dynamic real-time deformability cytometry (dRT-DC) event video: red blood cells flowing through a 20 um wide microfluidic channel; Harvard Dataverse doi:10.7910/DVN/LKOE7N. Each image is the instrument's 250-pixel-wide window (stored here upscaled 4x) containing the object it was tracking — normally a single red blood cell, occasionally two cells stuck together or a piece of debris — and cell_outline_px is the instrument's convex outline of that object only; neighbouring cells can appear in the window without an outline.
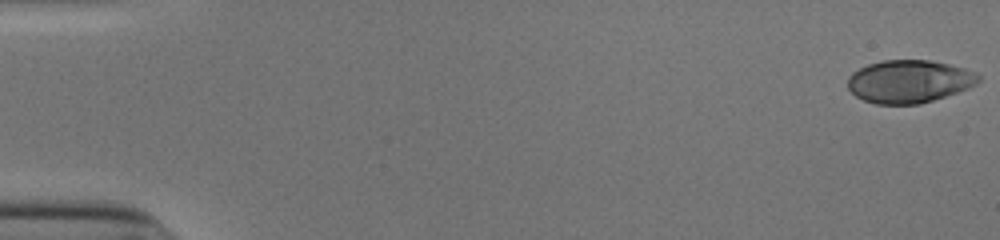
{"species": "human", "species_latin": "Homo sapiens", "temperature_condition": "cold", "stored_images_in_passage": 53, "camera_frame_rate_fps": 3000, "um_per_image_px": 0.085, "donor": {"sex": "male"}, "frame": {"image": 1, "passage_image": 1, "time_ms": 0.0, "image_size_px": [1000, 240], "cell_outline_px": [[980, 80], [976, 84], [968, 88], [920, 104], [876, 104], [864, 100], [856, 96], [848, 88], [848, 76], [852, 72], [868, 64], [884, 60], [928, 60], [948, 64], [964, 68], [976, 72], [980, 76]], "centroid_in_image_um": [77.26, 6.92], "position_along_channel_um": 7.7, "area_um2": 32.48}}
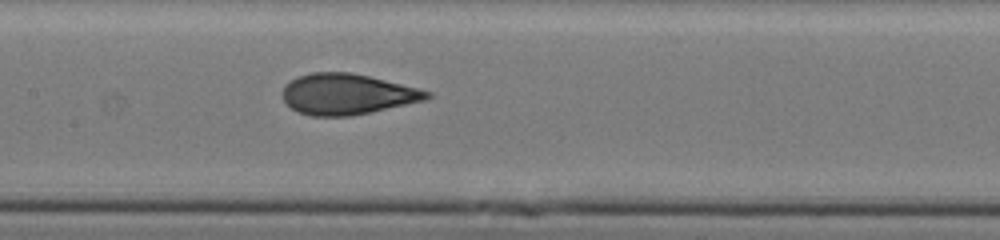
{"frame": {"image": 2, "passage_image": 27, "time_ms": 8.667, "image_size_px": [1000, 240], "cell_outline_px": [[432, 96], [428, 100], [372, 112], [352, 116], [312, 116], [300, 112], [292, 108], [284, 100], [284, 88], [292, 80], [300, 76], [312, 72], [352, 72], [432, 92]], "centroid_in_image_um": [29.56, 8.01], "position_along_channel_um": 177.8, "area_um2": 33.99}}
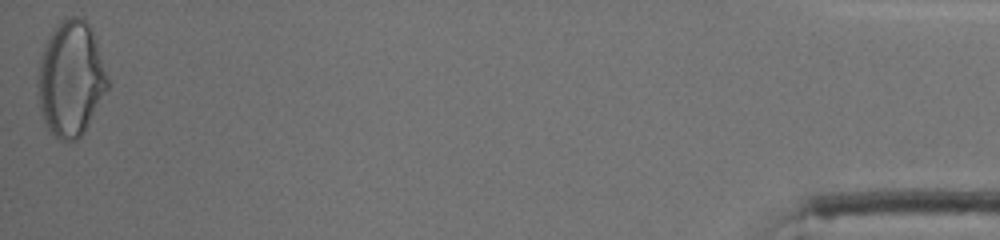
{"frame": {"image": 3, "passage_image": 53, "time_ms": 17.333, "image_size_px": [1000, 240], "cell_outline_px": [[108, 88], [84, 132], [76, 140], [60, 140], [48, 128], [44, 120], [40, 108], [36, 92], [36, 76], [40, 56], [44, 44], [48, 36], [56, 24], [60, 20], [68, 16], [80, 16], [88, 24], [96, 40], [108, 80]], "centroid_in_image_um": [5.97, 6.66], "position_along_channel_um": 429.2, "area_um2": 46.99}, "authors_computed_cell_mechanics": {"area_um2": 33.9864, "velocity_mm_per_s": 3.9278, "shape_relaxation_time_tau1_ms": 9.4726, "shape_relaxation_time_tau2_ms": 0.7779, "deformation_change_tau1": 0.2903, "deformation_change_tau2": 0.0569}}